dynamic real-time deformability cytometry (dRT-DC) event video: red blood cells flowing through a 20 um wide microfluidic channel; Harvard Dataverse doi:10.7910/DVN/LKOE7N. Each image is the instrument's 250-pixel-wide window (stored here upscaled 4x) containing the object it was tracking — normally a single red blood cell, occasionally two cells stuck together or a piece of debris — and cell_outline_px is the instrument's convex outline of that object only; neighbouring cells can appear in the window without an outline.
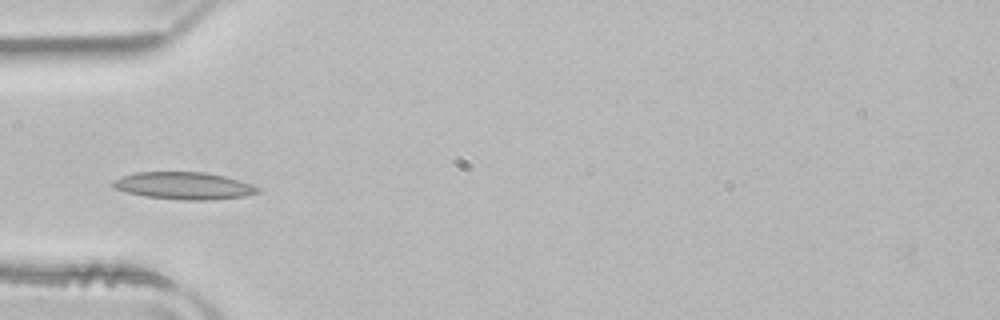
{"species": "common noctule bat (a hibernating species)", "species_latin": "Nyctalus noctula", "temperature_condition": "room temperature", "stored_images_in_passage": 36, "camera_frame_rate_fps": 3000, "um_per_image_px": 0.085, "animal": {"sex": "male", "body_mass_g": 21.5, "forearm_length_mm": 52.0}, "frame": {"image": 1, "passage_image": 1, "time_ms": 0.0, "image_size_px": [1000, 320], "cell_outline_px": [[260, 192], [244, 196], [212, 200], [188, 200], [144, 196], [112, 188], [112, 180], [136, 172], [204, 172], [224, 176], [252, 184], [260, 188]], "centroid_in_image_um": [15.64, 15.79], "position_along_channel_um": 69.4, "area_um2": 22.89}}
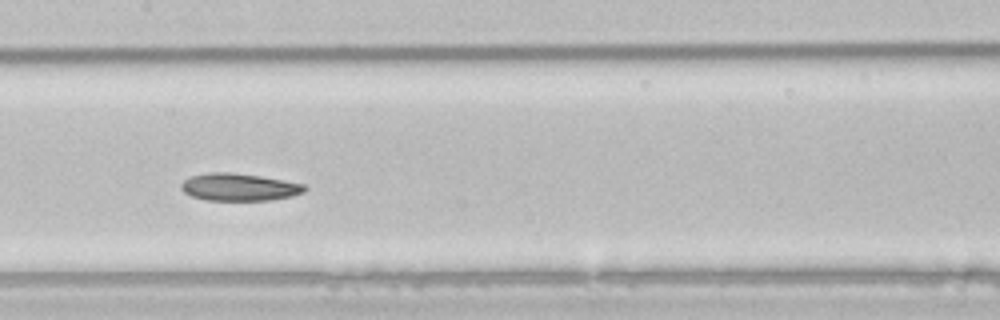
{"frame": {"image": 2, "passage_image": 10, "time_ms": 3.0, "image_size_px": [1000, 320], "cell_outline_px": [[308, 188], [304, 192], [292, 196], [268, 200], [204, 200], [192, 196], [184, 192], [180, 188], [180, 184], [184, 180], [192, 176], [212, 172], [228, 172], [260, 176], [284, 180], [304, 184]], "centroid_in_image_um": [20.33, 15.9], "position_along_channel_um": 187.1, "area_um2": 19.65}}
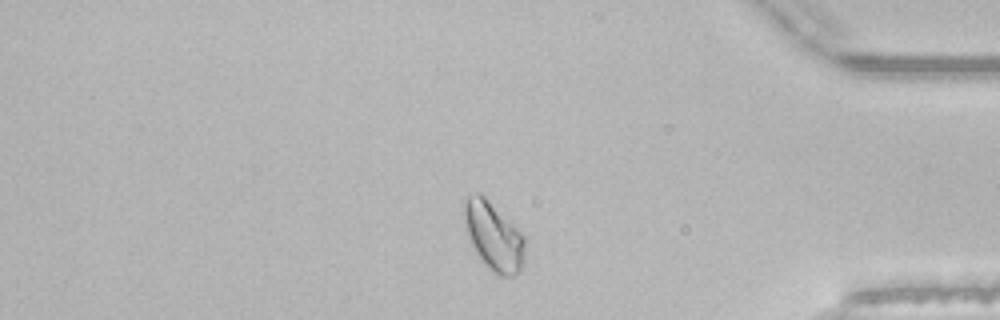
{"frame": {"image": 3, "passage_image": 28, "time_ms": 9.0, "image_size_px": [1000, 320], "cell_outline_px": [[524, 260], [520, 272], [512, 276], [500, 276], [492, 272], [480, 260], [468, 240], [464, 228], [464, 204], [468, 196], [476, 192], [480, 192], [524, 236]], "centroid_in_image_um": [41.92, 20.11], "position_along_channel_um": 393.3, "area_um2": 24.22}, "authors_computed_cell_mechanics": {"area_um2": 20.3456, "velocity_mm_per_s": 3.9188, "shape_relaxation_time_tau1_ms": 9.7034, "shape_relaxation_time_tau2_ms": 4.8129, "deformation_change_tau1": 0.1818, "deformation_change_tau2": 0.089}}